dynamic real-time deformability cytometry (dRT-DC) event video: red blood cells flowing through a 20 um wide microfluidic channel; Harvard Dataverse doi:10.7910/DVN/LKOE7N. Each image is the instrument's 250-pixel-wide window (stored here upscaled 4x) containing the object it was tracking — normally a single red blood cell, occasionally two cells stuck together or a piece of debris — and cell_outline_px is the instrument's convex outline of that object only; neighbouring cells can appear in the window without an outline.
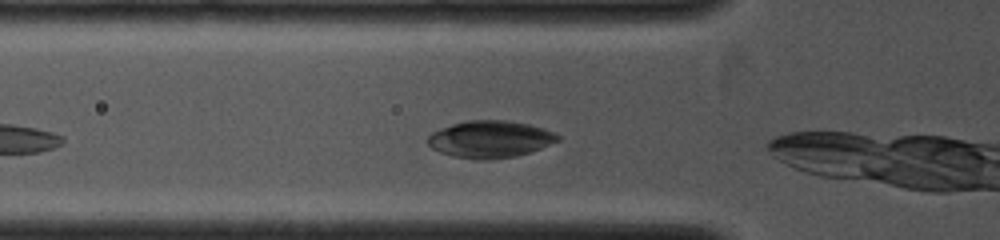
{"species": "common noctule bat (a hibernating species)", "species_latin": "Nyctalus noctula", "temperature_condition": "cold", "stored_images_in_passage": 3, "camera_frame_rate_fps": 4000, "um_per_image_px": 0.085, "animal": {"sex": "female", "body_mass_g": 19.0, "forearm_length_mm": 53.3}, "frame": {"image": 1, "passage_image": 2, "time_ms": 0.5, "image_size_px": [1000, 240], "cell_outline_px": [[560, 140], [540, 148], [516, 156], [484, 160], [480, 160], [452, 156], [440, 152], [432, 148], [424, 140], [432, 132], [440, 128], [452, 124], [468, 120], [508, 120], [528, 124], [544, 128], [560, 136]], "centroid_in_image_um": [41.62, 11.83], "position_along_channel_um": 84.2, "area_um2": 28.09}}